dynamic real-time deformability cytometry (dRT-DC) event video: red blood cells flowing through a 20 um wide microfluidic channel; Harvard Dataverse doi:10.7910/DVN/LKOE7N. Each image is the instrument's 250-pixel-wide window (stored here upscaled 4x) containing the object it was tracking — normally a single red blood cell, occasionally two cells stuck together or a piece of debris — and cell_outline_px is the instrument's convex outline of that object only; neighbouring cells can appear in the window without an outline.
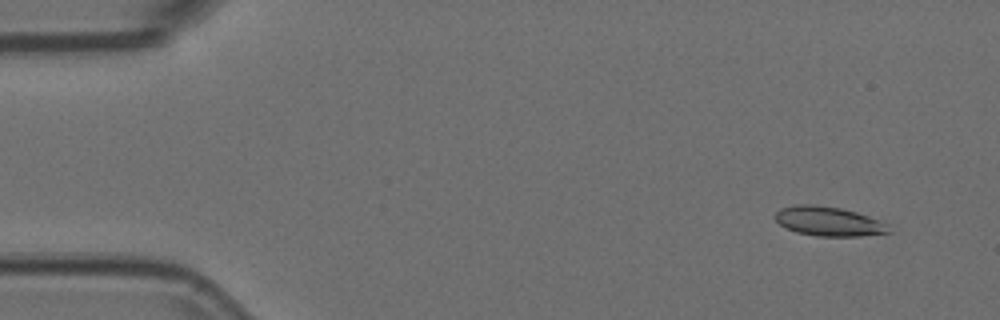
{"species": "Egyptian fruit bat (a non-hibernating species)", "species_latin": "Rousettus aegyptiacus", "temperature_condition": "room temperature", "stored_images_in_passage": 54, "camera_frame_rate_fps": 3000, "um_per_image_px": 0.085, "animal": {"sex": "female"}, "frame": {"image": 1, "passage_image": 4, "time_ms": 1.0, "image_size_px": [1000, 320], "cell_outline_px": [[892, 232], [860, 236], [816, 236], [796, 232], [780, 224], [772, 216], [780, 208], [796, 204], [816, 204], [840, 208], [856, 212], [868, 216], [888, 224]], "centroid_in_image_um": [70.42, 18.8], "position_along_channel_um": 14.6, "area_um2": 19.54}}
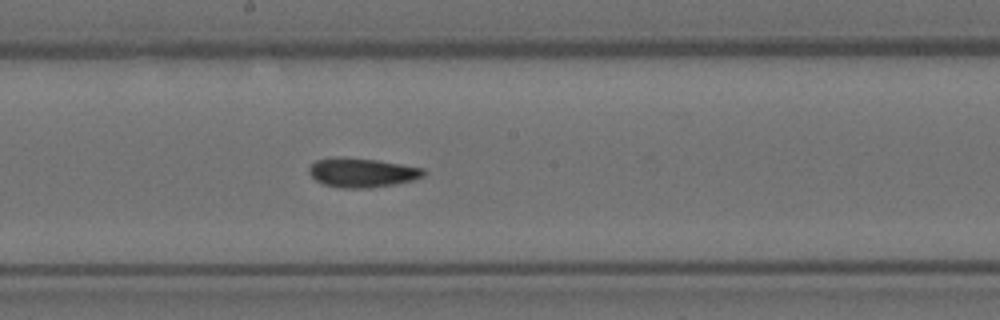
{"frame": {"image": 2, "passage_image": 29, "time_ms": 9.333, "image_size_px": [1000, 320], "cell_outline_px": [[428, 172], [424, 176], [412, 180], [372, 188], [340, 188], [324, 184], [316, 180], [308, 172], [308, 168], [316, 160], [336, 156], [376, 160], [424, 168]], "centroid_in_image_um": [30.76, 14.67], "position_along_channel_um": 217.4, "area_um2": 19.54}}
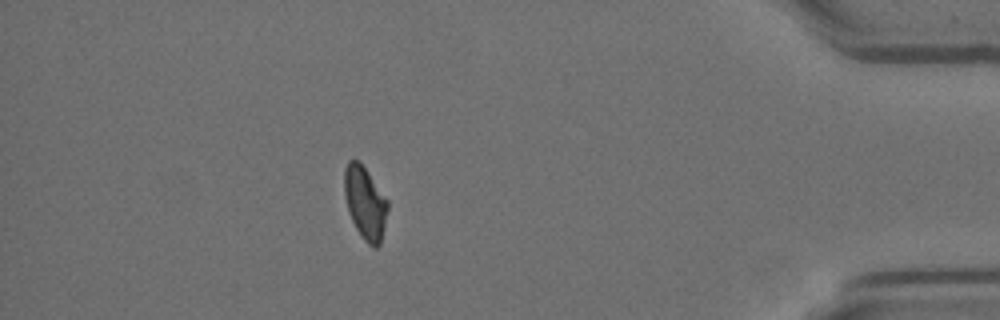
{"frame": {"image": 3, "passage_image": 48, "time_ms": 15.667, "image_size_px": [1000, 320], "cell_outline_px": [[388, 208], [380, 244], [376, 248], [372, 248], [360, 236], [348, 212], [344, 196], [344, 168], [348, 160], [356, 160], [364, 168], [388, 200]], "centroid_in_image_um": [31.01, 17.27], "position_along_channel_um": 404.2, "area_um2": 18.26}, "authors_computed_cell_mechanics": {"area_um2": 18.9873, "velocity_mm_per_s": 3.723, "shape_relaxation_time_tau1_ms": 4.5196, "shape_relaxation_time_tau2_ms": 2.0909, "deformation_change_tau1": 0.128, "deformation_change_tau2": 0.0756}}